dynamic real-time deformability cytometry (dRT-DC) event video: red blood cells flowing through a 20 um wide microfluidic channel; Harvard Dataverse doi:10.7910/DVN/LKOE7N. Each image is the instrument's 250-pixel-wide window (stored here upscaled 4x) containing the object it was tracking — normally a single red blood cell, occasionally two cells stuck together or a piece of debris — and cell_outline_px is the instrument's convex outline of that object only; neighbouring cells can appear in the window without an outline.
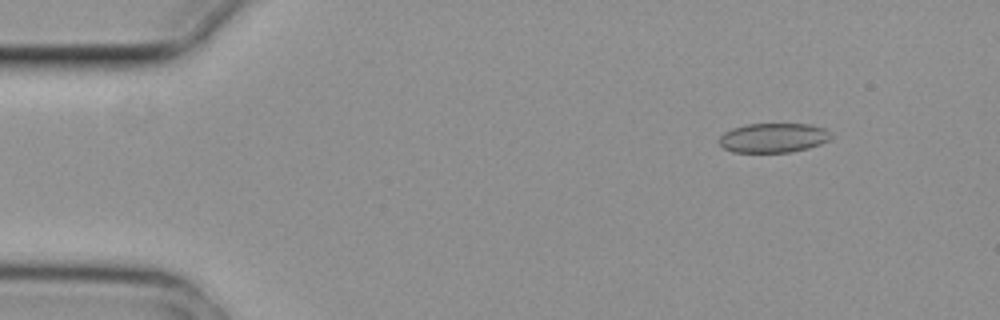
{"species": "common noctule bat (a hibernating species)", "species_latin": "Nyctalus noctula", "temperature_condition": "cold", "stored_images_in_passage": 5, "segment_of_instrument_passage": [1, 2], "camera_frame_rate_fps": 3000, "um_per_image_px": 0.085, "animal": {"sex": "female", "body_mass_g": 29.2, "forearm_length_mm": 56.3}, "frame": {"image": 1, "passage_image": 1, "time_ms": 0.0, "image_size_px": [1000, 320], "cell_outline_px": [[832, 136], [828, 140], [820, 144], [808, 148], [792, 152], [732, 152], [724, 148], [716, 140], [724, 132], [732, 128], [748, 124], [812, 124], [824, 128]], "centroid_in_image_um": [65.7, 11.71], "position_along_channel_um": 19.3, "area_um2": 19.25}}
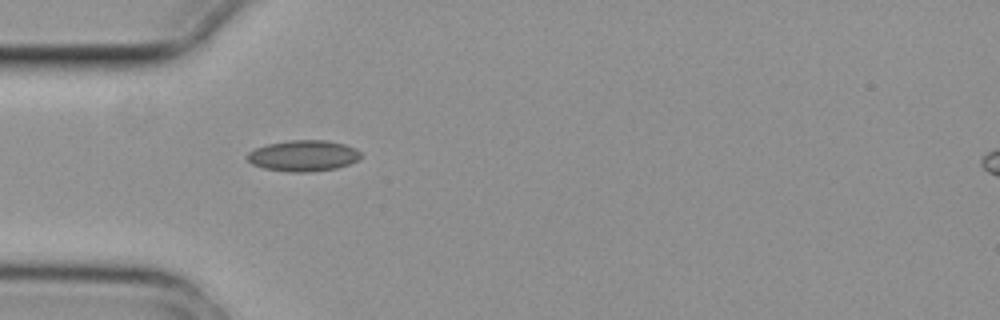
{"frame": {"image": 2, "passage_image": 4, "time_ms": 1.0, "image_size_px": [1000, 320], "cell_outline_px": [[360, 156], [356, 160], [348, 164], [336, 168], [308, 172], [288, 172], [264, 168], [252, 164], [248, 160], [248, 152], [256, 148], [268, 144], [288, 140], [328, 140], [344, 144], [356, 148], [360, 152]], "centroid_in_image_um": [25.78, 13.23], "position_along_channel_um": 59.2, "area_um2": 20.4}}